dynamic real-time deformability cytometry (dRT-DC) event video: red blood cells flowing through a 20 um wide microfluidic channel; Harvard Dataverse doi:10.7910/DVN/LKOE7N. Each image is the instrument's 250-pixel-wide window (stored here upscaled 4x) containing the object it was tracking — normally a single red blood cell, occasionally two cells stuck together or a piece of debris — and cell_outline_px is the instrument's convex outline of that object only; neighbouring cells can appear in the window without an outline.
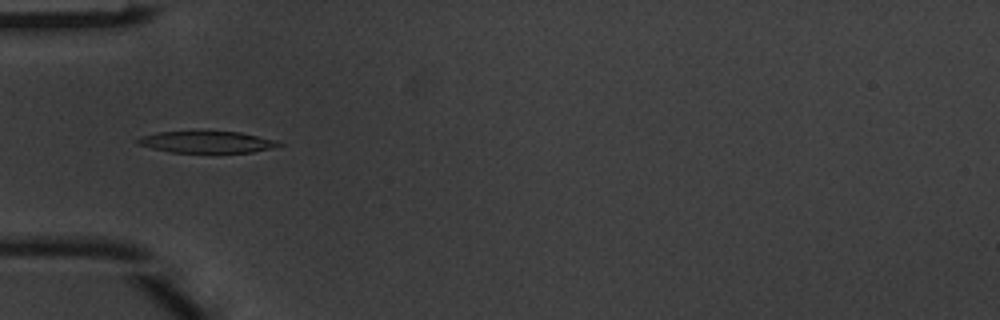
{"species": "common noctule bat (a hibernating species)", "species_latin": "Nyctalus noctula", "temperature_condition": "warm", "stored_images_in_passage": 5, "camera_frame_rate_fps": 3000, "um_per_image_px": 0.085, "animal": {"sex": "male", "body_mass_g": 20.1, "forearm_length_mm": 53.5}, "frame": {"image": 1, "passage_image": 4, "time_ms": 1.0, "image_size_px": [1000, 320], "cell_outline_px": [[284, 144], [276, 148], [252, 152], [172, 152], [152, 148], [136, 144], [136, 140], [144, 136], [156, 132], [240, 132], [276, 140]], "centroid_in_image_um": [17.63, 12.08], "position_along_channel_um": 67.4, "area_um2": 17.57}}